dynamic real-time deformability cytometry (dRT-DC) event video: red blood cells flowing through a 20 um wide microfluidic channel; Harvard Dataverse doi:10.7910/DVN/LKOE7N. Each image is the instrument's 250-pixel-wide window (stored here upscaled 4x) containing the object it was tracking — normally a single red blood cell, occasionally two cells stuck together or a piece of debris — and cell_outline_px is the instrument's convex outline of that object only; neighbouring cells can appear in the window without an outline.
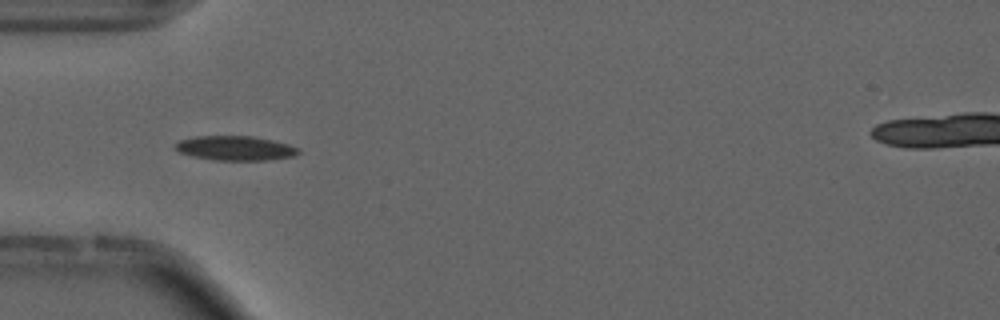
{"species": "common noctule bat (a hibernating species)", "species_latin": "Nyctalus noctula", "temperature_condition": "cold", "stored_images_in_passage": 54, "camera_frame_rate_fps": 3000, "um_per_image_px": 0.085, "animal": {"sex": "male", "forearm_length_mm": 52.5}, "frame": {"image": 1, "passage_image": 16, "time_ms": 5.0, "image_size_px": [1000, 320], "cell_outline_px": [[300, 152], [296, 156], [264, 160], [216, 160], [192, 156], [180, 152], [176, 148], [176, 144], [180, 140], [196, 136], [252, 136], [272, 140], [288, 144], [296, 148]], "centroid_in_image_um": [20.01, 12.59], "position_along_channel_um": 65.0, "area_um2": 17.34}, "authors_computed_cell_mechanics": {"area_um2": 16.1262, "velocity_mm_per_s": 3.7189, "shape_relaxation_time_tau1_ms": 10.6342, "shape_relaxation_time_tau2_ms": null, "deformation_change_tau1": 0.1973, "deformation_change_tau2": null}}